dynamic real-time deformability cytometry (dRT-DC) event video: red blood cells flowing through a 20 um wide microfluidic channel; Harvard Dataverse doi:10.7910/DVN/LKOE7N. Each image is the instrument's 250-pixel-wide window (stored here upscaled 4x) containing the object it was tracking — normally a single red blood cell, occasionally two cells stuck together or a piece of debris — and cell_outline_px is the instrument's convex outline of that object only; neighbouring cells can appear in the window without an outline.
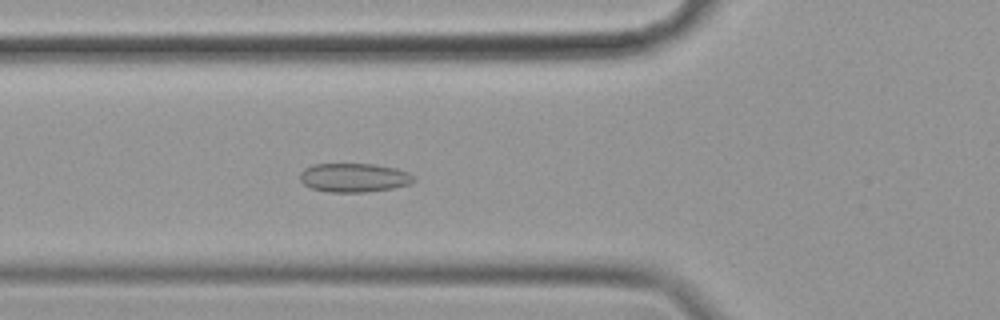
{"species": "common noctule bat (a hibernating species)", "species_latin": "Nyctalus noctula", "temperature_condition": "cold", "stored_images_in_passage": 58, "camera_frame_rate_fps": 3000, "um_per_image_px": 0.085, "animal": {"sex": "female", "body_mass_g": 19.9}, "frame": {"image": 1, "passage_image": 21, "time_ms": 6.667, "image_size_px": [1000, 320], "cell_outline_px": [[416, 180], [408, 184], [392, 188], [364, 192], [328, 192], [312, 188], [304, 184], [300, 180], [300, 172], [304, 168], [312, 164], [372, 164], [396, 168], [408, 172], [416, 176]], "centroid_in_image_um": [30.09, 15.09], "position_along_channel_um": 95.7, "area_um2": 19.19}}
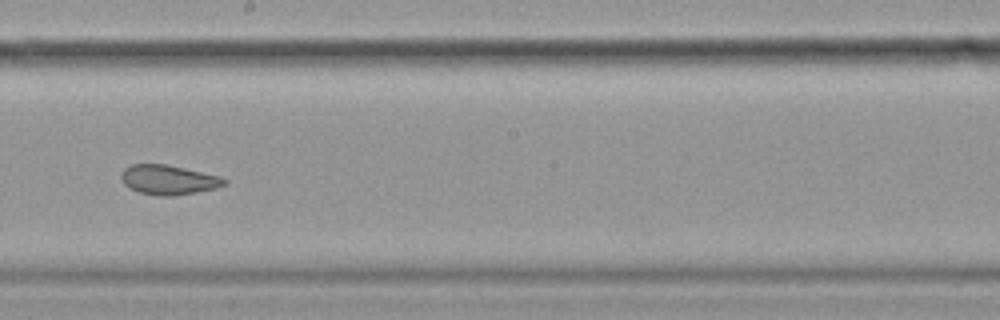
{"frame": {"image": 2, "passage_image": 33, "time_ms": 10.667, "image_size_px": [1000, 320], "cell_outline_px": [[228, 180], [224, 184], [216, 188], [196, 192], [172, 196], [156, 196], [140, 192], [128, 188], [124, 184], [120, 176], [124, 168], [132, 164], [168, 164], [220, 176]], "centroid_in_image_um": [14.3, 15.28], "position_along_channel_um": 233.9, "area_um2": 17.86}}
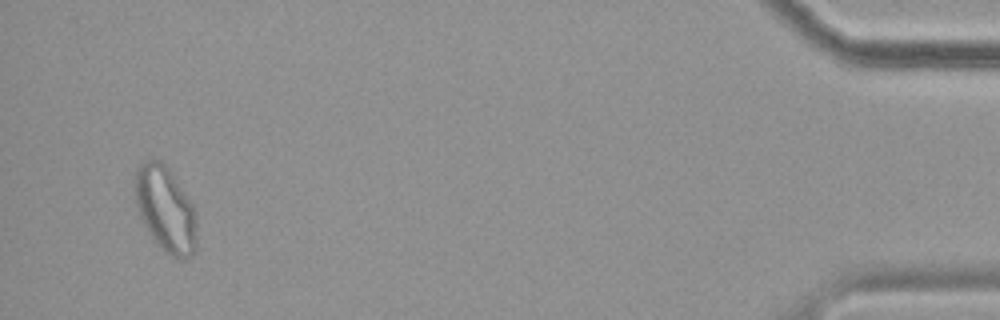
{"frame": {"image": 3, "passage_image": 56, "time_ms": 18.333, "image_size_px": [1000, 320], "cell_outline_px": [[196, 252], [180, 260], [164, 252], [156, 244], [144, 224], [140, 216], [136, 204], [136, 168], [144, 160], [160, 160], [168, 168], [192, 204], [196, 220]], "centroid_in_image_um": [14.07, 17.82], "position_along_channel_um": 421.1, "area_um2": 30.4}, "authors_computed_cell_mechanics": {"area_um2": 21.386, "velocity_mm_per_s": 3.4527, "shape_relaxation_time_tau1_ms": null, "shape_relaxation_time_tau2_ms": 2.0291, "deformation_change_tau1": null, "deformation_change_tau2": 0.0771}}